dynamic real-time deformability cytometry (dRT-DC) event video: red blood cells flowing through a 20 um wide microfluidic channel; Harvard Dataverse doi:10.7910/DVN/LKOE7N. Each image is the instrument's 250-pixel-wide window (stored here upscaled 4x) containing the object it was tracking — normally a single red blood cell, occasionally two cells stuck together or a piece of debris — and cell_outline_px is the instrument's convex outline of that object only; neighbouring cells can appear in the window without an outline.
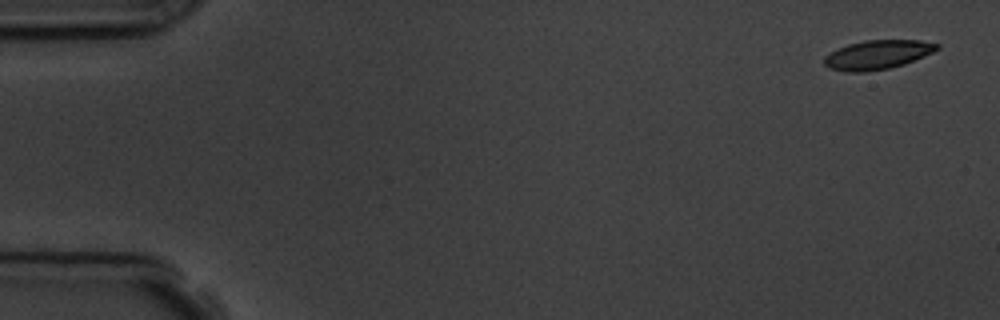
{"species": "common noctule bat (a hibernating species)", "species_latin": "Nyctalus noctula", "temperature_condition": "room temperature", "stored_images_in_passage": 5, "camera_frame_rate_fps": 3000, "um_per_image_px": 0.085, "animal": {"sex": "male", "body_mass_g": 19.5, "forearm_length_mm": 54.6}, "frame": {"image": 1, "passage_image": 1, "time_ms": 0.0, "image_size_px": [1000, 320], "cell_outline_px": [[940, 48], [924, 56], [904, 64], [888, 68], [864, 72], [848, 72], [828, 68], [824, 64], [824, 56], [848, 44], [864, 40], [920, 40], [940, 44]], "centroid_in_image_um": [74.59, 4.65], "position_along_channel_um": 10.4, "area_um2": 19.02}}
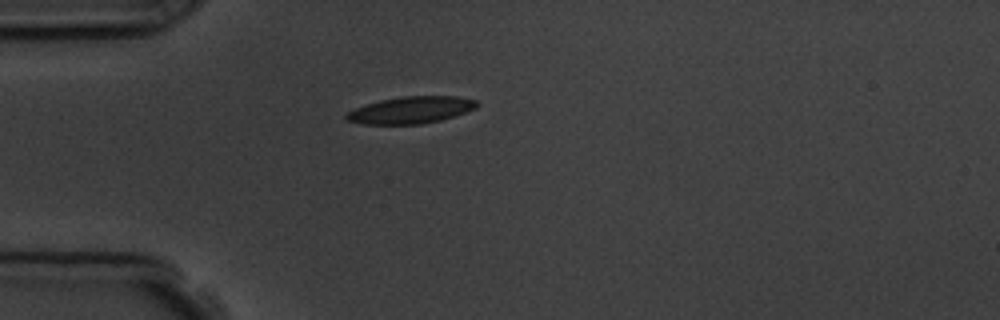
{"frame": {"image": 2, "passage_image": 5, "time_ms": 4.333, "image_size_px": [1000, 320], "cell_outline_px": [[480, 104], [476, 108], [468, 112], [440, 120], [420, 124], [364, 124], [344, 120], [344, 116], [348, 112], [356, 108], [380, 100], [404, 96], [456, 96], [476, 100]], "centroid_in_image_um": [34.95, 9.35], "position_along_channel_um": 50.0, "area_um2": 20.46}}